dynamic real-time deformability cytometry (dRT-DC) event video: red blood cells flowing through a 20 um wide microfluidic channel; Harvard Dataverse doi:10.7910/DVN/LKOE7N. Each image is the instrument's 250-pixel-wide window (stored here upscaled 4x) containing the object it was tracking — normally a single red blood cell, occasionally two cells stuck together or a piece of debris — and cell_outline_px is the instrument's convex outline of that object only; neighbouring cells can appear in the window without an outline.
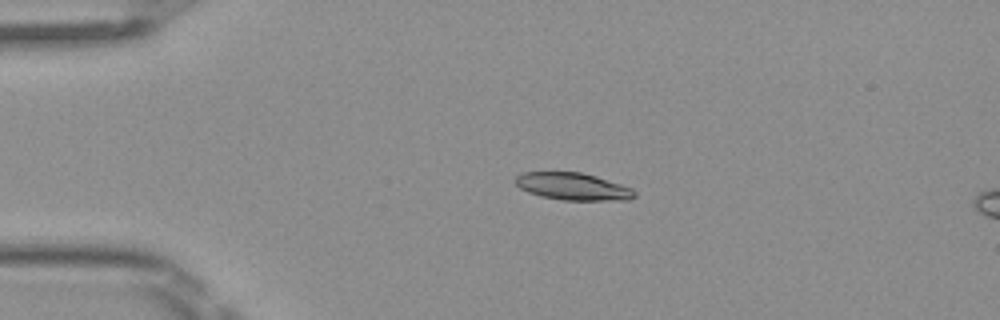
{"species": "Egyptian fruit bat (a non-hibernating species)", "species_latin": "Rousettus aegyptiacus", "temperature_condition": "room temperature", "stored_images_in_passage": 6, "segment_of_instrument_passage": [1, 2], "camera_frame_rate_fps": 3000, "um_per_image_px": 0.085, "frame": {"image": 1, "passage_image": 4, "time_ms": 1.0, "image_size_px": [1000, 320], "cell_outline_px": [[636, 196], [632, 200], [560, 200], [540, 196], [528, 192], [520, 188], [512, 180], [516, 176], [524, 172], [580, 172], [596, 176], [632, 188], [636, 192]], "centroid_in_image_um": [48.69, 15.85], "position_along_channel_um": 36.3, "area_um2": 19.07}}